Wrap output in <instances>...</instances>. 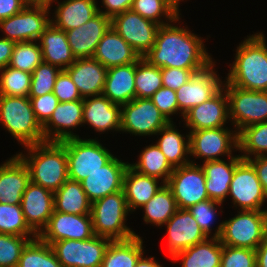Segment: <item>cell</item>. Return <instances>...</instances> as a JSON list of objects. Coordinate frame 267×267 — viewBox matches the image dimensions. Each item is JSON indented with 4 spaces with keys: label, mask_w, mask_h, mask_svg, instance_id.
<instances>
[{
    "label": "cell",
    "mask_w": 267,
    "mask_h": 267,
    "mask_svg": "<svg viewBox=\"0 0 267 267\" xmlns=\"http://www.w3.org/2000/svg\"><path fill=\"white\" fill-rule=\"evenodd\" d=\"M161 25L157 31L155 44L143 56L151 65L160 68L204 69L213 62L203 39L176 22ZM174 23V24H171Z\"/></svg>",
    "instance_id": "6da1fadb"
},
{
    "label": "cell",
    "mask_w": 267,
    "mask_h": 267,
    "mask_svg": "<svg viewBox=\"0 0 267 267\" xmlns=\"http://www.w3.org/2000/svg\"><path fill=\"white\" fill-rule=\"evenodd\" d=\"M235 61L224 84L251 91H267V44L263 32L247 36L237 46Z\"/></svg>",
    "instance_id": "7a4b0ae2"
},
{
    "label": "cell",
    "mask_w": 267,
    "mask_h": 267,
    "mask_svg": "<svg viewBox=\"0 0 267 267\" xmlns=\"http://www.w3.org/2000/svg\"><path fill=\"white\" fill-rule=\"evenodd\" d=\"M27 154L17 155L29 170L30 182L56 192L68 179V159L62 142L25 146Z\"/></svg>",
    "instance_id": "3957f363"
},
{
    "label": "cell",
    "mask_w": 267,
    "mask_h": 267,
    "mask_svg": "<svg viewBox=\"0 0 267 267\" xmlns=\"http://www.w3.org/2000/svg\"><path fill=\"white\" fill-rule=\"evenodd\" d=\"M214 231L212 237L219 238L222 245L256 250L267 235V209L239 210Z\"/></svg>",
    "instance_id": "277c9868"
},
{
    "label": "cell",
    "mask_w": 267,
    "mask_h": 267,
    "mask_svg": "<svg viewBox=\"0 0 267 267\" xmlns=\"http://www.w3.org/2000/svg\"><path fill=\"white\" fill-rule=\"evenodd\" d=\"M0 123L22 147L45 142L29 97L0 95Z\"/></svg>",
    "instance_id": "5b68a950"
},
{
    "label": "cell",
    "mask_w": 267,
    "mask_h": 267,
    "mask_svg": "<svg viewBox=\"0 0 267 267\" xmlns=\"http://www.w3.org/2000/svg\"><path fill=\"white\" fill-rule=\"evenodd\" d=\"M128 213L131 212L123 190L92 202L91 217L94 234L111 241L140 236L125 224Z\"/></svg>",
    "instance_id": "8992f818"
},
{
    "label": "cell",
    "mask_w": 267,
    "mask_h": 267,
    "mask_svg": "<svg viewBox=\"0 0 267 267\" xmlns=\"http://www.w3.org/2000/svg\"><path fill=\"white\" fill-rule=\"evenodd\" d=\"M62 143L68 159V177L78 182L100 170L114 157L96 138H71Z\"/></svg>",
    "instance_id": "52a82bcc"
},
{
    "label": "cell",
    "mask_w": 267,
    "mask_h": 267,
    "mask_svg": "<svg viewBox=\"0 0 267 267\" xmlns=\"http://www.w3.org/2000/svg\"><path fill=\"white\" fill-rule=\"evenodd\" d=\"M229 100V120L239 132L267 121V91H251L223 84Z\"/></svg>",
    "instance_id": "ba28073f"
},
{
    "label": "cell",
    "mask_w": 267,
    "mask_h": 267,
    "mask_svg": "<svg viewBox=\"0 0 267 267\" xmlns=\"http://www.w3.org/2000/svg\"><path fill=\"white\" fill-rule=\"evenodd\" d=\"M110 241L94 235L86 240L56 241L51 247L63 267H100Z\"/></svg>",
    "instance_id": "9c48e42d"
},
{
    "label": "cell",
    "mask_w": 267,
    "mask_h": 267,
    "mask_svg": "<svg viewBox=\"0 0 267 267\" xmlns=\"http://www.w3.org/2000/svg\"><path fill=\"white\" fill-rule=\"evenodd\" d=\"M169 121L150 98H135L121 106V131L135 136L156 135Z\"/></svg>",
    "instance_id": "30bf717a"
},
{
    "label": "cell",
    "mask_w": 267,
    "mask_h": 267,
    "mask_svg": "<svg viewBox=\"0 0 267 267\" xmlns=\"http://www.w3.org/2000/svg\"><path fill=\"white\" fill-rule=\"evenodd\" d=\"M49 5H27L18 14L0 20V29L14 42L38 41L51 24Z\"/></svg>",
    "instance_id": "8fae6325"
},
{
    "label": "cell",
    "mask_w": 267,
    "mask_h": 267,
    "mask_svg": "<svg viewBox=\"0 0 267 267\" xmlns=\"http://www.w3.org/2000/svg\"><path fill=\"white\" fill-rule=\"evenodd\" d=\"M190 156L203 162L221 160L219 156L233 157L238 150V132L228 127L201 129L189 132Z\"/></svg>",
    "instance_id": "7c38bea8"
},
{
    "label": "cell",
    "mask_w": 267,
    "mask_h": 267,
    "mask_svg": "<svg viewBox=\"0 0 267 267\" xmlns=\"http://www.w3.org/2000/svg\"><path fill=\"white\" fill-rule=\"evenodd\" d=\"M190 164L174 168L166 185L171 189L178 209H188L200 201L209 199L205 173L201 165Z\"/></svg>",
    "instance_id": "4fadbf2b"
},
{
    "label": "cell",
    "mask_w": 267,
    "mask_h": 267,
    "mask_svg": "<svg viewBox=\"0 0 267 267\" xmlns=\"http://www.w3.org/2000/svg\"><path fill=\"white\" fill-rule=\"evenodd\" d=\"M228 195L232 197L234 207L238 210H265L262 206L267 202L253 165L245 159L237 164L230 183Z\"/></svg>",
    "instance_id": "5bb4252c"
},
{
    "label": "cell",
    "mask_w": 267,
    "mask_h": 267,
    "mask_svg": "<svg viewBox=\"0 0 267 267\" xmlns=\"http://www.w3.org/2000/svg\"><path fill=\"white\" fill-rule=\"evenodd\" d=\"M111 26L141 57L155 44L160 27L132 10L115 15Z\"/></svg>",
    "instance_id": "9a60e30c"
},
{
    "label": "cell",
    "mask_w": 267,
    "mask_h": 267,
    "mask_svg": "<svg viewBox=\"0 0 267 267\" xmlns=\"http://www.w3.org/2000/svg\"><path fill=\"white\" fill-rule=\"evenodd\" d=\"M214 65L215 61L195 72L189 81L175 91L182 117L192 107L210 99L223 87L224 81L215 72Z\"/></svg>",
    "instance_id": "2e32d148"
},
{
    "label": "cell",
    "mask_w": 267,
    "mask_h": 267,
    "mask_svg": "<svg viewBox=\"0 0 267 267\" xmlns=\"http://www.w3.org/2000/svg\"><path fill=\"white\" fill-rule=\"evenodd\" d=\"M94 235L91 214L76 215L54 210L38 237L51 245L67 239L86 240Z\"/></svg>",
    "instance_id": "e0dca14e"
},
{
    "label": "cell",
    "mask_w": 267,
    "mask_h": 267,
    "mask_svg": "<svg viewBox=\"0 0 267 267\" xmlns=\"http://www.w3.org/2000/svg\"><path fill=\"white\" fill-rule=\"evenodd\" d=\"M183 121L189 131L226 127L229 120V100L224 87L213 97L192 107L183 115Z\"/></svg>",
    "instance_id": "ac0fdd59"
},
{
    "label": "cell",
    "mask_w": 267,
    "mask_h": 267,
    "mask_svg": "<svg viewBox=\"0 0 267 267\" xmlns=\"http://www.w3.org/2000/svg\"><path fill=\"white\" fill-rule=\"evenodd\" d=\"M164 225L167 226V251L170 258L209 238L188 209H178Z\"/></svg>",
    "instance_id": "d6986e66"
},
{
    "label": "cell",
    "mask_w": 267,
    "mask_h": 267,
    "mask_svg": "<svg viewBox=\"0 0 267 267\" xmlns=\"http://www.w3.org/2000/svg\"><path fill=\"white\" fill-rule=\"evenodd\" d=\"M83 126V100L59 102L50 119L42 126L44 140L62 142L71 138H79L71 129Z\"/></svg>",
    "instance_id": "ffe728a7"
},
{
    "label": "cell",
    "mask_w": 267,
    "mask_h": 267,
    "mask_svg": "<svg viewBox=\"0 0 267 267\" xmlns=\"http://www.w3.org/2000/svg\"><path fill=\"white\" fill-rule=\"evenodd\" d=\"M129 164L114 156L100 170L82 180L80 183L89 200L94 202L123 190V179Z\"/></svg>",
    "instance_id": "44dd1931"
},
{
    "label": "cell",
    "mask_w": 267,
    "mask_h": 267,
    "mask_svg": "<svg viewBox=\"0 0 267 267\" xmlns=\"http://www.w3.org/2000/svg\"><path fill=\"white\" fill-rule=\"evenodd\" d=\"M21 208L29 227L39 235L54 211V192L30 182L25 189Z\"/></svg>",
    "instance_id": "7402d4cb"
},
{
    "label": "cell",
    "mask_w": 267,
    "mask_h": 267,
    "mask_svg": "<svg viewBox=\"0 0 267 267\" xmlns=\"http://www.w3.org/2000/svg\"><path fill=\"white\" fill-rule=\"evenodd\" d=\"M111 27V18L98 12L87 23L65 31L68 44L76 58H93L97 45Z\"/></svg>",
    "instance_id": "603a6c76"
},
{
    "label": "cell",
    "mask_w": 267,
    "mask_h": 267,
    "mask_svg": "<svg viewBox=\"0 0 267 267\" xmlns=\"http://www.w3.org/2000/svg\"><path fill=\"white\" fill-rule=\"evenodd\" d=\"M96 132L121 131V105L112 103L103 94L83 98V125Z\"/></svg>",
    "instance_id": "cb8c5ba5"
},
{
    "label": "cell",
    "mask_w": 267,
    "mask_h": 267,
    "mask_svg": "<svg viewBox=\"0 0 267 267\" xmlns=\"http://www.w3.org/2000/svg\"><path fill=\"white\" fill-rule=\"evenodd\" d=\"M65 71L82 98L101 95L104 90L107 68L94 58H76Z\"/></svg>",
    "instance_id": "d4e9b609"
},
{
    "label": "cell",
    "mask_w": 267,
    "mask_h": 267,
    "mask_svg": "<svg viewBox=\"0 0 267 267\" xmlns=\"http://www.w3.org/2000/svg\"><path fill=\"white\" fill-rule=\"evenodd\" d=\"M30 183L29 170L16 154L0 165V203L21 204Z\"/></svg>",
    "instance_id": "484cf974"
},
{
    "label": "cell",
    "mask_w": 267,
    "mask_h": 267,
    "mask_svg": "<svg viewBox=\"0 0 267 267\" xmlns=\"http://www.w3.org/2000/svg\"><path fill=\"white\" fill-rule=\"evenodd\" d=\"M93 58L110 68L135 63L141 56L111 26L99 41Z\"/></svg>",
    "instance_id": "4316f807"
},
{
    "label": "cell",
    "mask_w": 267,
    "mask_h": 267,
    "mask_svg": "<svg viewBox=\"0 0 267 267\" xmlns=\"http://www.w3.org/2000/svg\"><path fill=\"white\" fill-rule=\"evenodd\" d=\"M241 156L229 157L225 162L223 159L207 161L202 163L205 173V185L209 199L223 203L228 197L230 183Z\"/></svg>",
    "instance_id": "83f0119b"
},
{
    "label": "cell",
    "mask_w": 267,
    "mask_h": 267,
    "mask_svg": "<svg viewBox=\"0 0 267 267\" xmlns=\"http://www.w3.org/2000/svg\"><path fill=\"white\" fill-rule=\"evenodd\" d=\"M102 94L121 106L135 99V63L107 68Z\"/></svg>",
    "instance_id": "f1b7e54d"
},
{
    "label": "cell",
    "mask_w": 267,
    "mask_h": 267,
    "mask_svg": "<svg viewBox=\"0 0 267 267\" xmlns=\"http://www.w3.org/2000/svg\"><path fill=\"white\" fill-rule=\"evenodd\" d=\"M38 42L42 50L43 62L65 70L76 61L68 44L66 32L52 24L41 34Z\"/></svg>",
    "instance_id": "f546056e"
},
{
    "label": "cell",
    "mask_w": 267,
    "mask_h": 267,
    "mask_svg": "<svg viewBox=\"0 0 267 267\" xmlns=\"http://www.w3.org/2000/svg\"><path fill=\"white\" fill-rule=\"evenodd\" d=\"M159 181L156 177L141 174L128 166L123 179V192L131 213L145 205L164 185L163 182L159 185Z\"/></svg>",
    "instance_id": "4dcf8cb0"
},
{
    "label": "cell",
    "mask_w": 267,
    "mask_h": 267,
    "mask_svg": "<svg viewBox=\"0 0 267 267\" xmlns=\"http://www.w3.org/2000/svg\"><path fill=\"white\" fill-rule=\"evenodd\" d=\"M51 24L63 31H68L87 23L98 13L96 0H63L57 2Z\"/></svg>",
    "instance_id": "1f68e13d"
},
{
    "label": "cell",
    "mask_w": 267,
    "mask_h": 267,
    "mask_svg": "<svg viewBox=\"0 0 267 267\" xmlns=\"http://www.w3.org/2000/svg\"><path fill=\"white\" fill-rule=\"evenodd\" d=\"M169 122L156 135H160L156 145L166 156L167 161L173 168L190 164V142L188 135H182L173 124ZM186 138V139H185ZM188 156V157H187Z\"/></svg>",
    "instance_id": "d6a6232c"
},
{
    "label": "cell",
    "mask_w": 267,
    "mask_h": 267,
    "mask_svg": "<svg viewBox=\"0 0 267 267\" xmlns=\"http://www.w3.org/2000/svg\"><path fill=\"white\" fill-rule=\"evenodd\" d=\"M222 243L219 238L209 237L186 250L176 253L171 260H180L182 267H220Z\"/></svg>",
    "instance_id": "836d02e7"
},
{
    "label": "cell",
    "mask_w": 267,
    "mask_h": 267,
    "mask_svg": "<svg viewBox=\"0 0 267 267\" xmlns=\"http://www.w3.org/2000/svg\"><path fill=\"white\" fill-rule=\"evenodd\" d=\"M144 253L143 239L140 236L110 241L100 267H135Z\"/></svg>",
    "instance_id": "e575fe53"
},
{
    "label": "cell",
    "mask_w": 267,
    "mask_h": 267,
    "mask_svg": "<svg viewBox=\"0 0 267 267\" xmlns=\"http://www.w3.org/2000/svg\"><path fill=\"white\" fill-rule=\"evenodd\" d=\"M92 202L80 182L68 179L54 192V210L70 214H91Z\"/></svg>",
    "instance_id": "d590c367"
},
{
    "label": "cell",
    "mask_w": 267,
    "mask_h": 267,
    "mask_svg": "<svg viewBox=\"0 0 267 267\" xmlns=\"http://www.w3.org/2000/svg\"><path fill=\"white\" fill-rule=\"evenodd\" d=\"M141 208L144 210L145 224L163 227L178 210L171 189L164 184L157 193Z\"/></svg>",
    "instance_id": "8d00e7d4"
},
{
    "label": "cell",
    "mask_w": 267,
    "mask_h": 267,
    "mask_svg": "<svg viewBox=\"0 0 267 267\" xmlns=\"http://www.w3.org/2000/svg\"><path fill=\"white\" fill-rule=\"evenodd\" d=\"M129 165L141 174L160 179L164 184L168 182L174 170L156 144L144 147L137 163Z\"/></svg>",
    "instance_id": "74e56055"
},
{
    "label": "cell",
    "mask_w": 267,
    "mask_h": 267,
    "mask_svg": "<svg viewBox=\"0 0 267 267\" xmlns=\"http://www.w3.org/2000/svg\"><path fill=\"white\" fill-rule=\"evenodd\" d=\"M238 151L242 159L267 156V121L244 127L238 132Z\"/></svg>",
    "instance_id": "f35d334b"
},
{
    "label": "cell",
    "mask_w": 267,
    "mask_h": 267,
    "mask_svg": "<svg viewBox=\"0 0 267 267\" xmlns=\"http://www.w3.org/2000/svg\"><path fill=\"white\" fill-rule=\"evenodd\" d=\"M18 267H63L50 244L39 237L30 240L22 250Z\"/></svg>",
    "instance_id": "ab89813d"
},
{
    "label": "cell",
    "mask_w": 267,
    "mask_h": 267,
    "mask_svg": "<svg viewBox=\"0 0 267 267\" xmlns=\"http://www.w3.org/2000/svg\"><path fill=\"white\" fill-rule=\"evenodd\" d=\"M131 10L160 26L173 22L181 15L169 0H134Z\"/></svg>",
    "instance_id": "60d3db41"
},
{
    "label": "cell",
    "mask_w": 267,
    "mask_h": 267,
    "mask_svg": "<svg viewBox=\"0 0 267 267\" xmlns=\"http://www.w3.org/2000/svg\"><path fill=\"white\" fill-rule=\"evenodd\" d=\"M161 68L151 65L141 57L135 62V90L136 98H151L162 88Z\"/></svg>",
    "instance_id": "b9f144b4"
},
{
    "label": "cell",
    "mask_w": 267,
    "mask_h": 267,
    "mask_svg": "<svg viewBox=\"0 0 267 267\" xmlns=\"http://www.w3.org/2000/svg\"><path fill=\"white\" fill-rule=\"evenodd\" d=\"M0 233L16 236L38 237L27 224L21 204L0 203Z\"/></svg>",
    "instance_id": "7bdbcfd3"
},
{
    "label": "cell",
    "mask_w": 267,
    "mask_h": 267,
    "mask_svg": "<svg viewBox=\"0 0 267 267\" xmlns=\"http://www.w3.org/2000/svg\"><path fill=\"white\" fill-rule=\"evenodd\" d=\"M36 42L37 41L16 42L8 66L32 73L43 61L40 44Z\"/></svg>",
    "instance_id": "ee69618b"
},
{
    "label": "cell",
    "mask_w": 267,
    "mask_h": 267,
    "mask_svg": "<svg viewBox=\"0 0 267 267\" xmlns=\"http://www.w3.org/2000/svg\"><path fill=\"white\" fill-rule=\"evenodd\" d=\"M31 73L6 66L0 71V95L28 97Z\"/></svg>",
    "instance_id": "f6af8a7d"
},
{
    "label": "cell",
    "mask_w": 267,
    "mask_h": 267,
    "mask_svg": "<svg viewBox=\"0 0 267 267\" xmlns=\"http://www.w3.org/2000/svg\"><path fill=\"white\" fill-rule=\"evenodd\" d=\"M61 69L46 62H41L31 73L28 97H38L54 90L55 80Z\"/></svg>",
    "instance_id": "bcb514c9"
},
{
    "label": "cell",
    "mask_w": 267,
    "mask_h": 267,
    "mask_svg": "<svg viewBox=\"0 0 267 267\" xmlns=\"http://www.w3.org/2000/svg\"><path fill=\"white\" fill-rule=\"evenodd\" d=\"M35 238L0 233V267H18L22 250Z\"/></svg>",
    "instance_id": "7dc6e473"
},
{
    "label": "cell",
    "mask_w": 267,
    "mask_h": 267,
    "mask_svg": "<svg viewBox=\"0 0 267 267\" xmlns=\"http://www.w3.org/2000/svg\"><path fill=\"white\" fill-rule=\"evenodd\" d=\"M222 204L223 203L215 200L206 199L188 208L202 231L210 238L212 237L211 231L214 230L211 228L212 224H214L213 222H216V213L218 212L217 207L219 208Z\"/></svg>",
    "instance_id": "c3c4849f"
},
{
    "label": "cell",
    "mask_w": 267,
    "mask_h": 267,
    "mask_svg": "<svg viewBox=\"0 0 267 267\" xmlns=\"http://www.w3.org/2000/svg\"><path fill=\"white\" fill-rule=\"evenodd\" d=\"M220 267H256V251L222 245Z\"/></svg>",
    "instance_id": "681fc988"
},
{
    "label": "cell",
    "mask_w": 267,
    "mask_h": 267,
    "mask_svg": "<svg viewBox=\"0 0 267 267\" xmlns=\"http://www.w3.org/2000/svg\"><path fill=\"white\" fill-rule=\"evenodd\" d=\"M150 99L169 122H173L171 115L180 114L174 90L166 87L159 88Z\"/></svg>",
    "instance_id": "f907efd6"
},
{
    "label": "cell",
    "mask_w": 267,
    "mask_h": 267,
    "mask_svg": "<svg viewBox=\"0 0 267 267\" xmlns=\"http://www.w3.org/2000/svg\"><path fill=\"white\" fill-rule=\"evenodd\" d=\"M53 93L58 98L59 102L83 100L77 86L65 70H61L57 75Z\"/></svg>",
    "instance_id": "816d5d0a"
},
{
    "label": "cell",
    "mask_w": 267,
    "mask_h": 267,
    "mask_svg": "<svg viewBox=\"0 0 267 267\" xmlns=\"http://www.w3.org/2000/svg\"><path fill=\"white\" fill-rule=\"evenodd\" d=\"M37 121L43 126L51 117L59 101L54 93H47L38 97H29Z\"/></svg>",
    "instance_id": "f5cc1de1"
},
{
    "label": "cell",
    "mask_w": 267,
    "mask_h": 267,
    "mask_svg": "<svg viewBox=\"0 0 267 267\" xmlns=\"http://www.w3.org/2000/svg\"><path fill=\"white\" fill-rule=\"evenodd\" d=\"M200 70L202 69L161 68L162 85L176 91Z\"/></svg>",
    "instance_id": "db71d44e"
},
{
    "label": "cell",
    "mask_w": 267,
    "mask_h": 267,
    "mask_svg": "<svg viewBox=\"0 0 267 267\" xmlns=\"http://www.w3.org/2000/svg\"><path fill=\"white\" fill-rule=\"evenodd\" d=\"M134 0H102V6L105 11L101 10L98 5V12L110 17L111 19L124 11L131 10Z\"/></svg>",
    "instance_id": "11a10c76"
},
{
    "label": "cell",
    "mask_w": 267,
    "mask_h": 267,
    "mask_svg": "<svg viewBox=\"0 0 267 267\" xmlns=\"http://www.w3.org/2000/svg\"><path fill=\"white\" fill-rule=\"evenodd\" d=\"M247 160L253 165L267 198V156H257Z\"/></svg>",
    "instance_id": "9f6ffc18"
},
{
    "label": "cell",
    "mask_w": 267,
    "mask_h": 267,
    "mask_svg": "<svg viewBox=\"0 0 267 267\" xmlns=\"http://www.w3.org/2000/svg\"><path fill=\"white\" fill-rule=\"evenodd\" d=\"M25 6L22 0H0V20L18 14Z\"/></svg>",
    "instance_id": "6f0895ef"
},
{
    "label": "cell",
    "mask_w": 267,
    "mask_h": 267,
    "mask_svg": "<svg viewBox=\"0 0 267 267\" xmlns=\"http://www.w3.org/2000/svg\"><path fill=\"white\" fill-rule=\"evenodd\" d=\"M15 43L7 38H0V71L9 65Z\"/></svg>",
    "instance_id": "680465c9"
},
{
    "label": "cell",
    "mask_w": 267,
    "mask_h": 267,
    "mask_svg": "<svg viewBox=\"0 0 267 267\" xmlns=\"http://www.w3.org/2000/svg\"><path fill=\"white\" fill-rule=\"evenodd\" d=\"M256 251V267H267V235Z\"/></svg>",
    "instance_id": "91938a15"
},
{
    "label": "cell",
    "mask_w": 267,
    "mask_h": 267,
    "mask_svg": "<svg viewBox=\"0 0 267 267\" xmlns=\"http://www.w3.org/2000/svg\"><path fill=\"white\" fill-rule=\"evenodd\" d=\"M135 267H163L153 257H145L144 254L138 259Z\"/></svg>",
    "instance_id": "94428289"
},
{
    "label": "cell",
    "mask_w": 267,
    "mask_h": 267,
    "mask_svg": "<svg viewBox=\"0 0 267 267\" xmlns=\"http://www.w3.org/2000/svg\"><path fill=\"white\" fill-rule=\"evenodd\" d=\"M25 5H49L50 0H22Z\"/></svg>",
    "instance_id": "6125c7cd"
},
{
    "label": "cell",
    "mask_w": 267,
    "mask_h": 267,
    "mask_svg": "<svg viewBox=\"0 0 267 267\" xmlns=\"http://www.w3.org/2000/svg\"><path fill=\"white\" fill-rule=\"evenodd\" d=\"M178 10L181 0H169Z\"/></svg>",
    "instance_id": "be15d7a7"
},
{
    "label": "cell",
    "mask_w": 267,
    "mask_h": 267,
    "mask_svg": "<svg viewBox=\"0 0 267 267\" xmlns=\"http://www.w3.org/2000/svg\"><path fill=\"white\" fill-rule=\"evenodd\" d=\"M55 1H57V0H50V3H49V7L50 8H51L52 3L55 2Z\"/></svg>",
    "instance_id": "e7e4bbea"
}]
</instances>
